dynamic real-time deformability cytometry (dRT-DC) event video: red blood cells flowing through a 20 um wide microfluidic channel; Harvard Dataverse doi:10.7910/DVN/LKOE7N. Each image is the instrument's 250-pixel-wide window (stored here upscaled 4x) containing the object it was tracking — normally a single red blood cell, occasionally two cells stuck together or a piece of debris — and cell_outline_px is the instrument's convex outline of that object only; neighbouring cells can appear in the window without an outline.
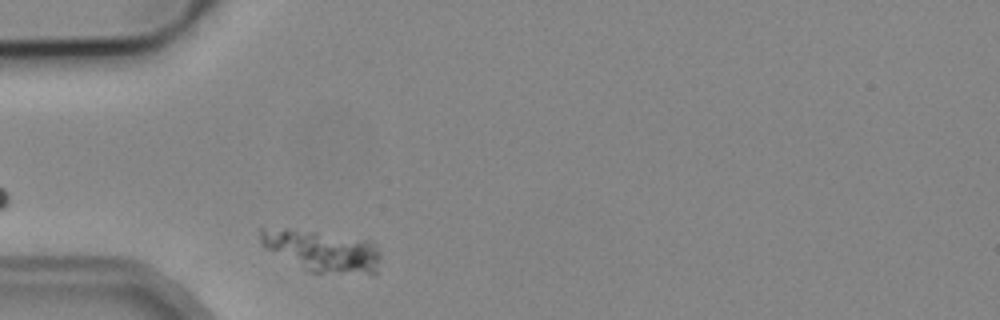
{"species": "common noctule bat (a hibernating species)", "species_latin": "Nyctalus noctula", "temperature_condition": "cold", "stored_images_in_passage": 28, "camera_frame_rate_fps": 3000, "um_per_image_px": 0.085, "animal": {"sex": "male", "body_mass_g": 19.2, "forearm_length_mm": 51.8}, "frame": {"image": 1, "passage_image": 1, "time_ms": 0.0, "image_size_px": [1000, 320], "cell_outline_px": [[380, 260], [376, 272], [308, 272], [260, 244], [260, 228], [288, 228], [372, 240], [376, 244], [380, 252]], "centroid_in_image_um": [27.38, 21.29], "position_along_channel_um": 57.6, "area_um2": 28.5}}
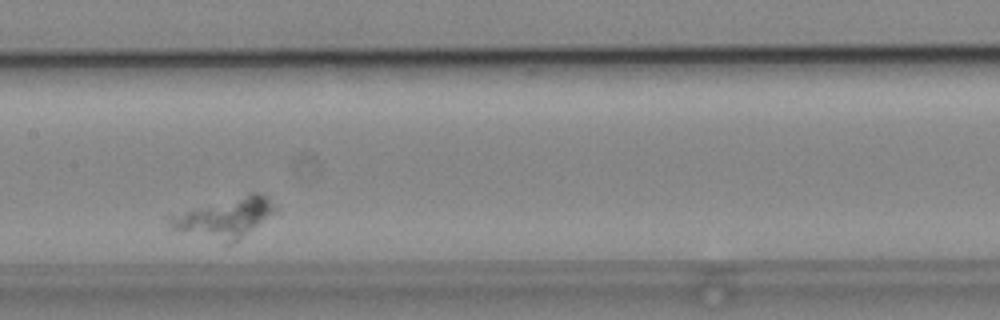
{"frame": {"image": 2, "passage_image": 13, "time_ms": 4.0, "image_size_px": [1000, 320], "cell_outline_px": [[280, 208], [236, 240], [228, 244], [224, 244], [184, 232], [172, 228], [168, 224], [168, 216], [192, 208], [252, 192], [256, 192], [264, 196]], "centroid_in_image_um": [19.08, 18.5], "position_along_channel_um": 188.3, "area_um2": 23.93}}
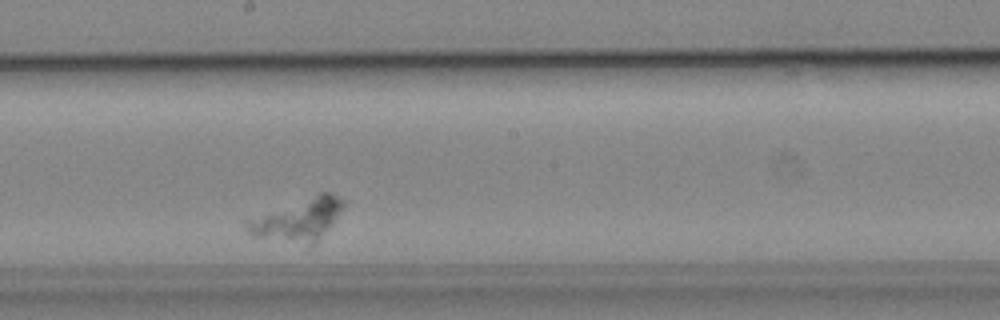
{"frame": {"image": 3, "passage_image": 16, "time_ms": 5.0, "image_size_px": [1000, 320], "cell_outline_px": [[348, 204], [332, 224], [312, 248], [308, 248], [256, 236], [248, 232], [244, 224], [244, 220], [320, 192], [332, 192]], "centroid_in_image_um": [25.37, 18.71], "position_along_channel_um": 222.8, "area_um2": 24.39}}